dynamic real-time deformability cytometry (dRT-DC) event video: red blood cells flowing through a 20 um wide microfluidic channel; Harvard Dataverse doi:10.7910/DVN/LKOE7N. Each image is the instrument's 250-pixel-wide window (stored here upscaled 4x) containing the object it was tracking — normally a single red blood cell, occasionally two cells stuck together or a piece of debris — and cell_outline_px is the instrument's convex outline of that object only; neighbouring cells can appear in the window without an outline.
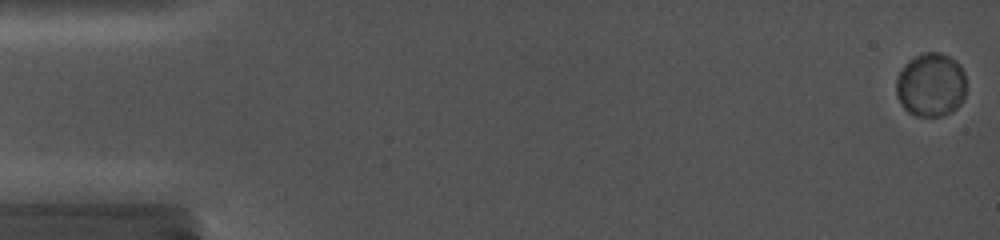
{"species": "common noctule bat (a hibernating species)", "species_latin": "Nyctalus noctula", "temperature_condition": "cold", "stored_images_in_passage": 61, "camera_frame_rate_fps": 5000, "um_per_image_px": 0.085, "animal": {"sex": "female", "body_mass_g": 19.0, "forearm_length_mm": 56.7}, "frame": {"image": 1, "passage_image": 2, "time_ms": 0.2, "image_size_px": [1000, 240], "cell_outline_px": [[964, 96], [960, 104], [956, 108], [940, 116], [916, 116], [908, 112], [904, 108], [896, 96], [896, 80], [904, 64], [908, 60], [924, 52], [940, 52], [956, 60], [960, 64], [964, 72]], "centroid_in_image_um": [79.1, 7.2], "position_along_channel_um": 5.9, "area_um2": 26.01}}
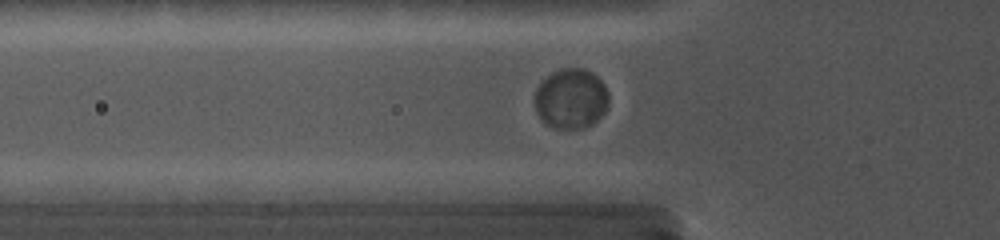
{"frame": {"image": 2, "passage_image": 27, "time_ms": 6.2, "image_size_px": [1000, 240], "cell_outline_px": [[608, 104], [604, 112], [592, 124], [580, 128], [556, 128], [548, 124], [536, 112], [536, 88], [552, 72], [560, 68], [580, 68], [592, 72], [604, 84], [608, 92]], "centroid_in_image_um": [48.56, 8.37], "position_along_channel_um": 77.2, "area_um2": 25.49}}
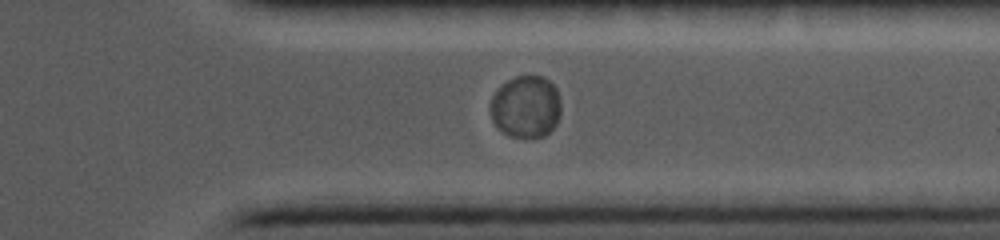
{"frame": {"image": 3, "passage_image": 56, "time_ms": 14.0, "image_size_px": [1000, 240], "cell_outline_px": [[560, 116], [556, 124], [544, 136], [508, 136], [492, 120], [488, 104], [492, 96], [508, 80], [516, 76], [544, 76], [556, 88], [560, 100]], "centroid_in_image_um": [44.7, 9.06], "position_along_channel_um": 366.7, "area_um2": 25.37}}